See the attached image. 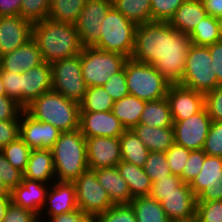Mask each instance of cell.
I'll return each mask as SVG.
<instances>
[{"label": "cell", "mask_w": 222, "mask_h": 222, "mask_svg": "<svg viewBox=\"0 0 222 222\" xmlns=\"http://www.w3.org/2000/svg\"><path fill=\"white\" fill-rule=\"evenodd\" d=\"M211 124L206 108L185 120L173 121L175 144L190 150L202 149Z\"/></svg>", "instance_id": "cell-14"}, {"label": "cell", "mask_w": 222, "mask_h": 222, "mask_svg": "<svg viewBox=\"0 0 222 222\" xmlns=\"http://www.w3.org/2000/svg\"><path fill=\"white\" fill-rule=\"evenodd\" d=\"M212 57L208 46L191 45L187 54L184 75L180 85L206 94L217 87Z\"/></svg>", "instance_id": "cell-8"}, {"label": "cell", "mask_w": 222, "mask_h": 222, "mask_svg": "<svg viewBox=\"0 0 222 222\" xmlns=\"http://www.w3.org/2000/svg\"><path fill=\"white\" fill-rule=\"evenodd\" d=\"M79 129L84 137H120L126 130L112 111L80 112Z\"/></svg>", "instance_id": "cell-18"}, {"label": "cell", "mask_w": 222, "mask_h": 222, "mask_svg": "<svg viewBox=\"0 0 222 222\" xmlns=\"http://www.w3.org/2000/svg\"><path fill=\"white\" fill-rule=\"evenodd\" d=\"M168 99L173 121L185 120L205 108L204 94L180 84H171Z\"/></svg>", "instance_id": "cell-16"}, {"label": "cell", "mask_w": 222, "mask_h": 222, "mask_svg": "<svg viewBox=\"0 0 222 222\" xmlns=\"http://www.w3.org/2000/svg\"><path fill=\"white\" fill-rule=\"evenodd\" d=\"M160 203L169 221L189 219L196 216V196L188 183H182L178 192L160 194Z\"/></svg>", "instance_id": "cell-21"}, {"label": "cell", "mask_w": 222, "mask_h": 222, "mask_svg": "<svg viewBox=\"0 0 222 222\" xmlns=\"http://www.w3.org/2000/svg\"><path fill=\"white\" fill-rule=\"evenodd\" d=\"M207 15L201 0H185L168 23L177 31L189 35Z\"/></svg>", "instance_id": "cell-25"}, {"label": "cell", "mask_w": 222, "mask_h": 222, "mask_svg": "<svg viewBox=\"0 0 222 222\" xmlns=\"http://www.w3.org/2000/svg\"><path fill=\"white\" fill-rule=\"evenodd\" d=\"M20 133V120L0 121V150L16 140Z\"/></svg>", "instance_id": "cell-54"}, {"label": "cell", "mask_w": 222, "mask_h": 222, "mask_svg": "<svg viewBox=\"0 0 222 222\" xmlns=\"http://www.w3.org/2000/svg\"><path fill=\"white\" fill-rule=\"evenodd\" d=\"M43 182L23 178L21 183L11 191V202L41 216V209L46 204L47 191Z\"/></svg>", "instance_id": "cell-23"}, {"label": "cell", "mask_w": 222, "mask_h": 222, "mask_svg": "<svg viewBox=\"0 0 222 222\" xmlns=\"http://www.w3.org/2000/svg\"><path fill=\"white\" fill-rule=\"evenodd\" d=\"M55 176L53 154L50 149H32L23 178L49 182Z\"/></svg>", "instance_id": "cell-28"}, {"label": "cell", "mask_w": 222, "mask_h": 222, "mask_svg": "<svg viewBox=\"0 0 222 222\" xmlns=\"http://www.w3.org/2000/svg\"><path fill=\"white\" fill-rule=\"evenodd\" d=\"M112 7V0L86 2L74 24L83 47H92L100 39L102 21Z\"/></svg>", "instance_id": "cell-13"}, {"label": "cell", "mask_w": 222, "mask_h": 222, "mask_svg": "<svg viewBox=\"0 0 222 222\" xmlns=\"http://www.w3.org/2000/svg\"><path fill=\"white\" fill-rule=\"evenodd\" d=\"M52 90L80 103L87 91L82 75L81 52L51 63Z\"/></svg>", "instance_id": "cell-9"}, {"label": "cell", "mask_w": 222, "mask_h": 222, "mask_svg": "<svg viewBox=\"0 0 222 222\" xmlns=\"http://www.w3.org/2000/svg\"><path fill=\"white\" fill-rule=\"evenodd\" d=\"M150 152H166L174 143L173 127H151L138 124L131 129Z\"/></svg>", "instance_id": "cell-27"}, {"label": "cell", "mask_w": 222, "mask_h": 222, "mask_svg": "<svg viewBox=\"0 0 222 222\" xmlns=\"http://www.w3.org/2000/svg\"><path fill=\"white\" fill-rule=\"evenodd\" d=\"M139 124L160 128L172 127L173 120L168 99L165 97L158 100L147 101Z\"/></svg>", "instance_id": "cell-31"}, {"label": "cell", "mask_w": 222, "mask_h": 222, "mask_svg": "<svg viewBox=\"0 0 222 222\" xmlns=\"http://www.w3.org/2000/svg\"><path fill=\"white\" fill-rule=\"evenodd\" d=\"M88 0H51L48 19L75 24Z\"/></svg>", "instance_id": "cell-35"}, {"label": "cell", "mask_w": 222, "mask_h": 222, "mask_svg": "<svg viewBox=\"0 0 222 222\" xmlns=\"http://www.w3.org/2000/svg\"><path fill=\"white\" fill-rule=\"evenodd\" d=\"M95 222H137V218L129 204H119L99 214Z\"/></svg>", "instance_id": "cell-41"}, {"label": "cell", "mask_w": 222, "mask_h": 222, "mask_svg": "<svg viewBox=\"0 0 222 222\" xmlns=\"http://www.w3.org/2000/svg\"><path fill=\"white\" fill-rule=\"evenodd\" d=\"M47 201L50 203V206H48L50 217L77 210L73 182L57 181V183H54L53 189L46 195Z\"/></svg>", "instance_id": "cell-26"}, {"label": "cell", "mask_w": 222, "mask_h": 222, "mask_svg": "<svg viewBox=\"0 0 222 222\" xmlns=\"http://www.w3.org/2000/svg\"><path fill=\"white\" fill-rule=\"evenodd\" d=\"M189 37L196 46H208L220 41L217 19L207 15L195 26Z\"/></svg>", "instance_id": "cell-37"}, {"label": "cell", "mask_w": 222, "mask_h": 222, "mask_svg": "<svg viewBox=\"0 0 222 222\" xmlns=\"http://www.w3.org/2000/svg\"><path fill=\"white\" fill-rule=\"evenodd\" d=\"M185 0H151L152 22H168Z\"/></svg>", "instance_id": "cell-42"}, {"label": "cell", "mask_w": 222, "mask_h": 222, "mask_svg": "<svg viewBox=\"0 0 222 222\" xmlns=\"http://www.w3.org/2000/svg\"><path fill=\"white\" fill-rule=\"evenodd\" d=\"M218 29L222 40V15L217 17Z\"/></svg>", "instance_id": "cell-61"}, {"label": "cell", "mask_w": 222, "mask_h": 222, "mask_svg": "<svg viewBox=\"0 0 222 222\" xmlns=\"http://www.w3.org/2000/svg\"><path fill=\"white\" fill-rule=\"evenodd\" d=\"M127 59L118 53L83 47L81 66L87 87L103 86L114 74L124 68Z\"/></svg>", "instance_id": "cell-7"}, {"label": "cell", "mask_w": 222, "mask_h": 222, "mask_svg": "<svg viewBox=\"0 0 222 222\" xmlns=\"http://www.w3.org/2000/svg\"><path fill=\"white\" fill-rule=\"evenodd\" d=\"M7 161L14 167L24 172L32 149L18 137L1 149Z\"/></svg>", "instance_id": "cell-38"}, {"label": "cell", "mask_w": 222, "mask_h": 222, "mask_svg": "<svg viewBox=\"0 0 222 222\" xmlns=\"http://www.w3.org/2000/svg\"><path fill=\"white\" fill-rule=\"evenodd\" d=\"M206 153L202 150H191L188 160L180 175L184 183L190 184L192 180L200 173L202 164L204 163Z\"/></svg>", "instance_id": "cell-46"}, {"label": "cell", "mask_w": 222, "mask_h": 222, "mask_svg": "<svg viewBox=\"0 0 222 222\" xmlns=\"http://www.w3.org/2000/svg\"><path fill=\"white\" fill-rule=\"evenodd\" d=\"M124 67L130 95L144 101L166 97L171 83L155 69L154 65L128 58Z\"/></svg>", "instance_id": "cell-6"}, {"label": "cell", "mask_w": 222, "mask_h": 222, "mask_svg": "<svg viewBox=\"0 0 222 222\" xmlns=\"http://www.w3.org/2000/svg\"><path fill=\"white\" fill-rule=\"evenodd\" d=\"M22 179L23 172L14 168L5 158L3 151L0 150V180L12 191L21 183Z\"/></svg>", "instance_id": "cell-47"}, {"label": "cell", "mask_w": 222, "mask_h": 222, "mask_svg": "<svg viewBox=\"0 0 222 222\" xmlns=\"http://www.w3.org/2000/svg\"><path fill=\"white\" fill-rule=\"evenodd\" d=\"M23 110L24 108L14 99L7 95L0 96V121L20 120Z\"/></svg>", "instance_id": "cell-53"}, {"label": "cell", "mask_w": 222, "mask_h": 222, "mask_svg": "<svg viewBox=\"0 0 222 222\" xmlns=\"http://www.w3.org/2000/svg\"><path fill=\"white\" fill-rule=\"evenodd\" d=\"M39 216L27 209L14 205L12 202L7 206L2 222H39Z\"/></svg>", "instance_id": "cell-52"}, {"label": "cell", "mask_w": 222, "mask_h": 222, "mask_svg": "<svg viewBox=\"0 0 222 222\" xmlns=\"http://www.w3.org/2000/svg\"><path fill=\"white\" fill-rule=\"evenodd\" d=\"M163 47L164 22L153 21L136 26L133 60L154 65L163 55Z\"/></svg>", "instance_id": "cell-11"}, {"label": "cell", "mask_w": 222, "mask_h": 222, "mask_svg": "<svg viewBox=\"0 0 222 222\" xmlns=\"http://www.w3.org/2000/svg\"><path fill=\"white\" fill-rule=\"evenodd\" d=\"M191 39L164 22L163 55L154 64L155 69L171 84H179L185 70V63Z\"/></svg>", "instance_id": "cell-4"}, {"label": "cell", "mask_w": 222, "mask_h": 222, "mask_svg": "<svg viewBox=\"0 0 222 222\" xmlns=\"http://www.w3.org/2000/svg\"><path fill=\"white\" fill-rule=\"evenodd\" d=\"M6 92H5V89H4V86H3V83H2V78L0 76V96H6Z\"/></svg>", "instance_id": "cell-63"}, {"label": "cell", "mask_w": 222, "mask_h": 222, "mask_svg": "<svg viewBox=\"0 0 222 222\" xmlns=\"http://www.w3.org/2000/svg\"><path fill=\"white\" fill-rule=\"evenodd\" d=\"M43 62L37 43L31 38L23 46L0 56V71L26 72Z\"/></svg>", "instance_id": "cell-22"}, {"label": "cell", "mask_w": 222, "mask_h": 222, "mask_svg": "<svg viewBox=\"0 0 222 222\" xmlns=\"http://www.w3.org/2000/svg\"><path fill=\"white\" fill-rule=\"evenodd\" d=\"M32 39L37 43L43 61L47 63L73 57L83 49L74 24L48 18L33 23Z\"/></svg>", "instance_id": "cell-1"}, {"label": "cell", "mask_w": 222, "mask_h": 222, "mask_svg": "<svg viewBox=\"0 0 222 222\" xmlns=\"http://www.w3.org/2000/svg\"><path fill=\"white\" fill-rule=\"evenodd\" d=\"M22 0H0V17L20 16Z\"/></svg>", "instance_id": "cell-57"}, {"label": "cell", "mask_w": 222, "mask_h": 222, "mask_svg": "<svg viewBox=\"0 0 222 222\" xmlns=\"http://www.w3.org/2000/svg\"><path fill=\"white\" fill-rule=\"evenodd\" d=\"M103 87L114 101L120 100L128 95L129 91L125 75V67L117 74H114Z\"/></svg>", "instance_id": "cell-48"}, {"label": "cell", "mask_w": 222, "mask_h": 222, "mask_svg": "<svg viewBox=\"0 0 222 222\" xmlns=\"http://www.w3.org/2000/svg\"><path fill=\"white\" fill-rule=\"evenodd\" d=\"M0 76L7 96L21 105V73L0 71Z\"/></svg>", "instance_id": "cell-51"}, {"label": "cell", "mask_w": 222, "mask_h": 222, "mask_svg": "<svg viewBox=\"0 0 222 222\" xmlns=\"http://www.w3.org/2000/svg\"><path fill=\"white\" fill-rule=\"evenodd\" d=\"M169 222H197V218L195 216V217H192V218H189V219H182V220L169 221Z\"/></svg>", "instance_id": "cell-62"}, {"label": "cell", "mask_w": 222, "mask_h": 222, "mask_svg": "<svg viewBox=\"0 0 222 222\" xmlns=\"http://www.w3.org/2000/svg\"><path fill=\"white\" fill-rule=\"evenodd\" d=\"M116 167L122 178L127 182L132 198L150 195L152 182L143 167L123 160Z\"/></svg>", "instance_id": "cell-29"}, {"label": "cell", "mask_w": 222, "mask_h": 222, "mask_svg": "<svg viewBox=\"0 0 222 222\" xmlns=\"http://www.w3.org/2000/svg\"><path fill=\"white\" fill-rule=\"evenodd\" d=\"M212 57V64L214 72L217 75V87L222 85V40L208 45Z\"/></svg>", "instance_id": "cell-55"}, {"label": "cell", "mask_w": 222, "mask_h": 222, "mask_svg": "<svg viewBox=\"0 0 222 222\" xmlns=\"http://www.w3.org/2000/svg\"><path fill=\"white\" fill-rule=\"evenodd\" d=\"M20 118L19 137L31 149H52L62 131L47 122L30 116L25 110Z\"/></svg>", "instance_id": "cell-15"}, {"label": "cell", "mask_w": 222, "mask_h": 222, "mask_svg": "<svg viewBox=\"0 0 222 222\" xmlns=\"http://www.w3.org/2000/svg\"><path fill=\"white\" fill-rule=\"evenodd\" d=\"M24 110L33 118L47 122L62 132L79 129L80 105L53 90L41 94Z\"/></svg>", "instance_id": "cell-2"}, {"label": "cell", "mask_w": 222, "mask_h": 222, "mask_svg": "<svg viewBox=\"0 0 222 222\" xmlns=\"http://www.w3.org/2000/svg\"><path fill=\"white\" fill-rule=\"evenodd\" d=\"M119 139L122 160L143 167L150 153L145 144L131 129L125 130Z\"/></svg>", "instance_id": "cell-32"}, {"label": "cell", "mask_w": 222, "mask_h": 222, "mask_svg": "<svg viewBox=\"0 0 222 222\" xmlns=\"http://www.w3.org/2000/svg\"><path fill=\"white\" fill-rule=\"evenodd\" d=\"M97 181L108 192L114 205L130 204L131 192L127 182L120 175L117 167H105L93 170Z\"/></svg>", "instance_id": "cell-24"}, {"label": "cell", "mask_w": 222, "mask_h": 222, "mask_svg": "<svg viewBox=\"0 0 222 222\" xmlns=\"http://www.w3.org/2000/svg\"><path fill=\"white\" fill-rule=\"evenodd\" d=\"M136 26L112 7L102 21L100 39L92 47L131 58Z\"/></svg>", "instance_id": "cell-5"}, {"label": "cell", "mask_w": 222, "mask_h": 222, "mask_svg": "<svg viewBox=\"0 0 222 222\" xmlns=\"http://www.w3.org/2000/svg\"><path fill=\"white\" fill-rule=\"evenodd\" d=\"M51 150L57 181L73 182L89 169L86 138L80 129L62 132Z\"/></svg>", "instance_id": "cell-3"}, {"label": "cell", "mask_w": 222, "mask_h": 222, "mask_svg": "<svg viewBox=\"0 0 222 222\" xmlns=\"http://www.w3.org/2000/svg\"><path fill=\"white\" fill-rule=\"evenodd\" d=\"M11 202L10 196H1L0 197V222H2L3 217L6 213L7 206Z\"/></svg>", "instance_id": "cell-59"}, {"label": "cell", "mask_w": 222, "mask_h": 222, "mask_svg": "<svg viewBox=\"0 0 222 222\" xmlns=\"http://www.w3.org/2000/svg\"><path fill=\"white\" fill-rule=\"evenodd\" d=\"M78 209L96 218L108 210L112 203L108 192L97 181L95 172L88 169L73 181Z\"/></svg>", "instance_id": "cell-10"}, {"label": "cell", "mask_w": 222, "mask_h": 222, "mask_svg": "<svg viewBox=\"0 0 222 222\" xmlns=\"http://www.w3.org/2000/svg\"><path fill=\"white\" fill-rule=\"evenodd\" d=\"M190 149L173 144L166 152L167 163L171 173L180 176L190 155Z\"/></svg>", "instance_id": "cell-44"}, {"label": "cell", "mask_w": 222, "mask_h": 222, "mask_svg": "<svg viewBox=\"0 0 222 222\" xmlns=\"http://www.w3.org/2000/svg\"><path fill=\"white\" fill-rule=\"evenodd\" d=\"M143 170L152 183L172 174L165 152H150L144 163Z\"/></svg>", "instance_id": "cell-39"}, {"label": "cell", "mask_w": 222, "mask_h": 222, "mask_svg": "<svg viewBox=\"0 0 222 222\" xmlns=\"http://www.w3.org/2000/svg\"><path fill=\"white\" fill-rule=\"evenodd\" d=\"M112 4L136 25L152 22L151 0H112Z\"/></svg>", "instance_id": "cell-34"}, {"label": "cell", "mask_w": 222, "mask_h": 222, "mask_svg": "<svg viewBox=\"0 0 222 222\" xmlns=\"http://www.w3.org/2000/svg\"><path fill=\"white\" fill-rule=\"evenodd\" d=\"M197 222H222L221 201H197Z\"/></svg>", "instance_id": "cell-43"}, {"label": "cell", "mask_w": 222, "mask_h": 222, "mask_svg": "<svg viewBox=\"0 0 222 222\" xmlns=\"http://www.w3.org/2000/svg\"><path fill=\"white\" fill-rule=\"evenodd\" d=\"M202 150L206 155L222 157V121H212Z\"/></svg>", "instance_id": "cell-45"}, {"label": "cell", "mask_w": 222, "mask_h": 222, "mask_svg": "<svg viewBox=\"0 0 222 222\" xmlns=\"http://www.w3.org/2000/svg\"><path fill=\"white\" fill-rule=\"evenodd\" d=\"M205 108L211 121H222V85L204 94Z\"/></svg>", "instance_id": "cell-50"}, {"label": "cell", "mask_w": 222, "mask_h": 222, "mask_svg": "<svg viewBox=\"0 0 222 222\" xmlns=\"http://www.w3.org/2000/svg\"><path fill=\"white\" fill-rule=\"evenodd\" d=\"M129 205L137 222H169L161 203L150 196L133 198Z\"/></svg>", "instance_id": "cell-33"}, {"label": "cell", "mask_w": 222, "mask_h": 222, "mask_svg": "<svg viewBox=\"0 0 222 222\" xmlns=\"http://www.w3.org/2000/svg\"><path fill=\"white\" fill-rule=\"evenodd\" d=\"M32 26L21 16L0 17V56L27 43L32 38Z\"/></svg>", "instance_id": "cell-19"}, {"label": "cell", "mask_w": 222, "mask_h": 222, "mask_svg": "<svg viewBox=\"0 0 222 222\" xmlns=\"http://www.w3.org/2000/svg\"><path fill=\"white\" fill-rule=\"evenodd\" d=\"M51 222H95V218L80 209L52 216Z\"/></svg>", "instance_id": "cell-56"}, {"label": "cell", "mask_w": 222, "mask_h": 222, "mask_svg": "<svg viewBox=\"0 0 222 222\" xmlns=\"http://www.w3.org/2000/svg\"><path fill=\"white\" fill-rule=\"evenodd\" d=\"M11 191L7 188L4 182L0 180V197L1 196H10Z\"/></svg>", "instance_id": "cell-60"}, {"label": "cell", "mask_w": 222, "mask_h": 222, "mask_svg": "<svg viewBox=\"0 0 222 222\" xmlns=\"http://www.w3.org/2000/svg\"><path fill=\"white\" fill-rule=\"evenodd\" d=\"M147 101L133 95H126L114 101L112 112L126 130H130L140 122L141 114Z\"/></svg>", "instance_id": "cell-30"}, {"label": "cell", "mask_w": 222, "mask_h": 222, "mask_svg": "<svg viewBox=\"0 0 222 222\" xmlns=\"http://www.w3.org/2000/svg\"><path fill=\"white\" fill-rule=\"evenodd\" d=\"M183 183V180L178 175H168L161 180L152 183L150 197L160 202V194H169L170 192H178V187Z\"/></svg>", "instance_id": "cell-49"}, {"label": "cell", "mask_w": 222, "mask_h": 222, "mask_svg": "<svg viewBox=\"0 0 222 222\" xmlns=\"http://www.w3.org/2000/svg\"><path fill=\"white\" fill-rule=\"evenodd\" d=\"M208 15L217 18L222 15V0H201Z\"/></svg>", "instance_id": "cell-58"}, {"label": "cell", "mask_w": 222, "mask_h": 222, "mask_svg": "<svg viewBox=\"0 0 222 222\" xmlns=\"http://www.w3.org/2000/svg\"><path fill=\"white\" fill-rule=\"evenodd\" d=\"M189 185L196 201H221L222 157L206 155L200 173Z\"/></svg>", "instance_id": "cell-12"}, {"label": "cell", "mask_w": 222, "mask_h": 222, "mask_svg": "<svg viewBox=\"0 0 222 222\" xmlns=\"http://www.w3.org/2000/svg\"><path fill=\"white\" fill-rule=\"evenodd\" d=\"M114 100L103 86L88 87L83 100L79 103L80 112L112 111Z\"/></svg>", "instance_id": "cell-36"}, {"label": "cell", "mask_w": 222, "mask_h": 222, "mask_svg": "<svg viewBox=\"0 0 222 222\" xmlns=\"http://www.w3.org/2000/svg\"><path fill=\"white\" fill-rule=\"evenodd\" d=\"M51 0H22L20 16L32 23L48 17Z\"/></svg>", "instance_id": "cell-40"}, {"label": "cell", "mask_w": 222, "mask_h": 222, "mask_svg": "<svg viewBox=\"0 0 222 222\" xmlns=\"http://www.w3.org/2000/svg\"><path fill=\"white\" fill-rule=\"evenodd\" d=\"M52 90L51 63L42 64L21 72V106L25 108L41 94Z\"/></svg>", "instance_id": "cell-20"}, {"label": "cell", "mask_w": 222, "mask_h": 222, "mask_svg": "<svg viewBox=\"0 0 222 222\" xmlns=\"http://www.w3.org/2000/svg\"><path fill=\"white\" fill-rule=\"evenodd\" d=\"M88 168L116 167L122 160L119 137H85Z\"/></svg>", "instance_id": "cell-17"}]
</instances>
